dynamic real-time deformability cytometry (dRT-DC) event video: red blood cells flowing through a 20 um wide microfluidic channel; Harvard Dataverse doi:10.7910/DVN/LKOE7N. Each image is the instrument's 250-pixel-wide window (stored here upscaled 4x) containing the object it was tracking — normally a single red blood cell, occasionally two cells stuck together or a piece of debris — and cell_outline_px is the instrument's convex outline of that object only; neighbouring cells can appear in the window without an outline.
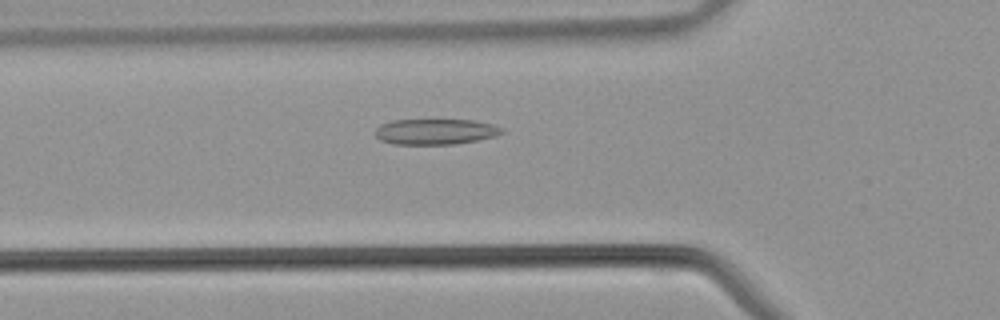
{"species": "common noctule bat (a hibernating species)", "species_latin": "Nyctalus noctula", "temperature_condition": "warm", "stored_images_in_passage": 40, "camera_frame_rate_fps": 3000, "um_per_image_px": 0.085, "animal": {"sex": "male", "body_mass_g": 21.5, "forearm_length_mm": 52.0}, "frame": {"image": 1, "passage_image": 13, "time_ms": 4.0, "image_size_px": [1000, 320], "cell_outline_px": [[504, 132], [496, 136], [456, 144], [392, 144], [380, 140], [376, 136], [376, 128], [380, 124], [392, 120], [476, 120], [492, 124], [504, 128]], "centroid_in_image_um": [37.02, 11.19], "position_along_channel_um": 88.8, "area_um2": 19.02}}
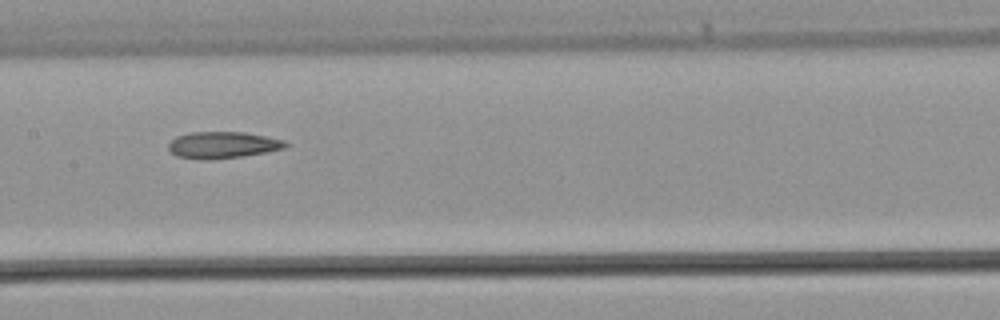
{"frame": {"image": 2, "passage_image": 19, "time_ms": 6.0, "image_size_px": [1000, 320], "cell_outline_px": [[288, 144], [284, 148], [244, 156], [176, 156], [168, 148], [168, 144], [176, 136], [192, 132], [244, 132], [284, 140]], "centroid_in_image_um": [18.97, 12.26], "position_along_channel_um": 188.4, "area_um2": 16.99}}
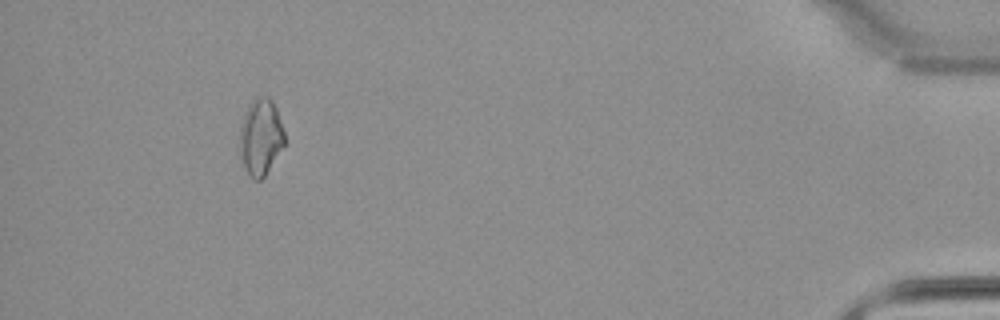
{"frame": {"image": 3, "passage_image": 37, "time_ms": 12.0, "image_size_px": [1000, 320], "cell_outline_px": [[284, 144], [264, 176], [260, 180], [252, 180], [244, 164], [240, 148], [240, 128], [248, 104], [256, 96], [268, 96], [272, 100], [276, 108], [284, 132]], "centroid_in_image_um": [22.16, 11.6], "position_along_channel_um": 413.0, "area_um2": 19.54}}